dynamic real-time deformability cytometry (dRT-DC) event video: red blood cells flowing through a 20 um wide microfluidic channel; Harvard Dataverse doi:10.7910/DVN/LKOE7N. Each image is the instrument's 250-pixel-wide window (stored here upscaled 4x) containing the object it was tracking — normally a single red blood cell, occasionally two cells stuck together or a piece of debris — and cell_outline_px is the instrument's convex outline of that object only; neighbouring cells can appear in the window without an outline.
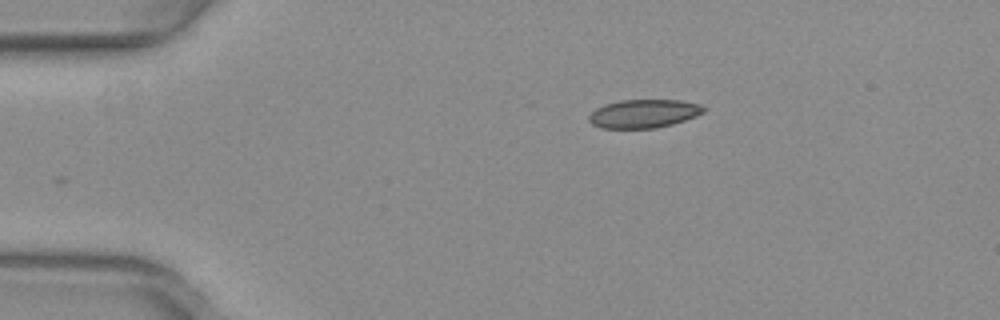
{"species": "common noctule bat (a hibernating species)", "species_latin": "Nyctalus noctula", "temperature_condition": "warm", "stored_images_in_passage": 32, "camera_frame_rate_fps": 3000, "um_per_image_px": 0.085, "animal": {"sex": "female", "body_mass_g": 29.2, "forearm_length_mm": 56.3}, "frame": {"image": 1, "passage_image": 1, "time_ms": 0.0, "image_size_px": [1000, 320], "cell_outline_px": [[708, 108], [704, 112], [696, 116], [672, 124], [656, 128], [600, 128], [592, 124], [588, 120], [588, 116], [596, 108], [604, 104], [620, 100], [680, 100], [700, 104]], "centroid_in_image_um": [54.72, 9.65], "position_along_channel_um": 30.3, "area_um2": 19.13}}
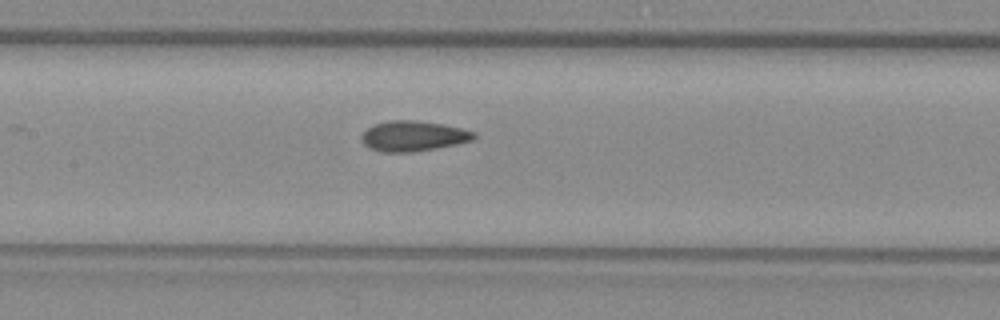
{"frame": {"image": 2, "passage_image": 16, "time_ms": 5.0, "image_size_px": [1000, 320], "cell_outline_px": [[476, 136], [472, 140], [436, 148], [412, 152], [380, 152], [368, 148], [364, 144], [360, 136], [372, 124], [388, 120], [416, 120], [444, 124], [476, 132]], "centroid_in_image_um": [35.08, 11.55], "position_along_channel_um": 172.3, "area_um2": 19.94}}
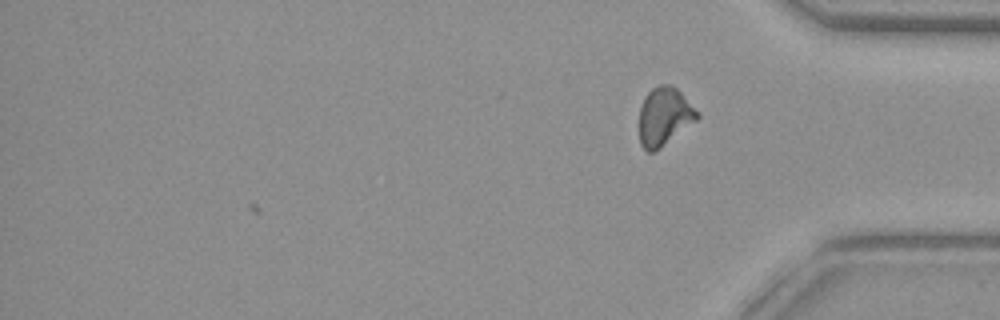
{"frame": {"image": 3, "passage_image": 32, "time_ms": 10.333, "image_size_px": [1000, 320], "cell_outline_px": [[700, 116], [696, 120], [656, 152], [648, 152], [640, 144], [640, 108], [644, 96], [652, 88], [660, 84], [672, 84], [700, 112]], "centroid_in_image_um": [56.47, 9.89], "position_along_channel_um": 378.7, "area_um2": 19.71}, "authors_computed_cell_mechanics": {"area_um2": 19.4208, "velocity_mm_per_s": 4.0042, "shape_relaxation_time_tau1_ms": null, "shape_relaxation_time_tau2_ms": 1.7372, "deformation_change_tau1": null, "deformation_change_tau2": 0.0679}}